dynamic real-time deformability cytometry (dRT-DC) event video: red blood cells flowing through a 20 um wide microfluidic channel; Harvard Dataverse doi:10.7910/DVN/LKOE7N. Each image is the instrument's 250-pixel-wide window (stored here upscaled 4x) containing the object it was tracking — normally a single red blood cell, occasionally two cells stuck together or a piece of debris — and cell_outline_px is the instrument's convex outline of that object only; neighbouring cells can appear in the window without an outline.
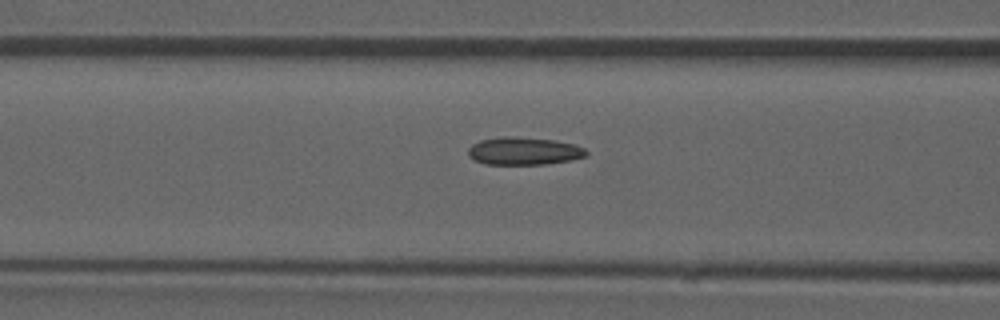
{"species": "common noctule bat (a hibernating species)", "species_latin": "Nyctalus noctula", "temperature_condition": "room temperature", "stored_images_in_passage": 47, "camera_frame_rate_fps": 3000, "um_per_image_px": 0.085, "animal": {"sex": "male", "forearm_length_mm": 52.5}, "frame": {"image": 1, "passage_image": 21, "time_ms": 6.667, "image_size_px": [1000, 320], "cell_outline_px": [[588, 156], [572, 160], [544, 164], [484, 164], [468, 156], [468, 148], [472, 144], [480, 140], [504, 136], [512, 136], [552, 140], [572, 144], [584, 148], [588, 152]], "centroid_in_image_um": [44.52, 12.84], "position_along_channel_um": 122.1, "area_um2": 19.02}}